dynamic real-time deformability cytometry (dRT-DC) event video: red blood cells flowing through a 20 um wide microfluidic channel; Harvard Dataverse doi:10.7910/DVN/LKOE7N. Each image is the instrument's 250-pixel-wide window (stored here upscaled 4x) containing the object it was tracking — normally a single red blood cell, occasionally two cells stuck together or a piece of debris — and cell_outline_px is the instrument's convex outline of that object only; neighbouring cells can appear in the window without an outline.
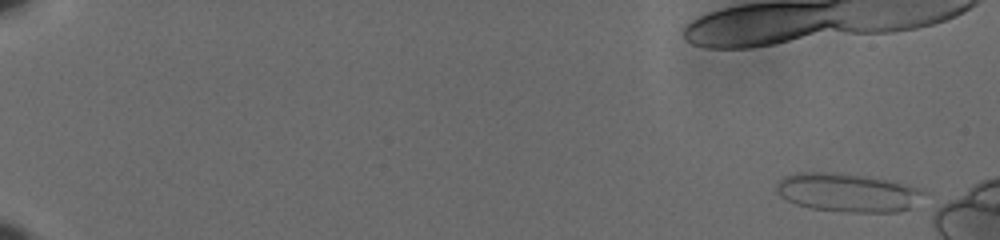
{"species": "human", "species_latin": "Homo sapiens", "temperature_condition": "cold", "stored_images_in_passage": 16, "camera_frame_rate_fps": 3000, "um_per_image_px": 0.085, "donor": {"sex": "male"}, "frame": {"image": 1, "passage_image": 1, "time_ms": 0.0, "image_size_px": [1000, 240], "cell_outline_px": [[928, 192], [912, 208], [896, 212], [848, 212], [808, 208], [796, 204], [780, 196], [776, 188], [776, 184], [784, 176], [796, 172], [836, 172], [864, 176], [888, 180], [924, 188]], "centroid_in_image_um": [72.09, 16.36], "position_along_channel_um": 12.9, "area_um2": 33.52}}